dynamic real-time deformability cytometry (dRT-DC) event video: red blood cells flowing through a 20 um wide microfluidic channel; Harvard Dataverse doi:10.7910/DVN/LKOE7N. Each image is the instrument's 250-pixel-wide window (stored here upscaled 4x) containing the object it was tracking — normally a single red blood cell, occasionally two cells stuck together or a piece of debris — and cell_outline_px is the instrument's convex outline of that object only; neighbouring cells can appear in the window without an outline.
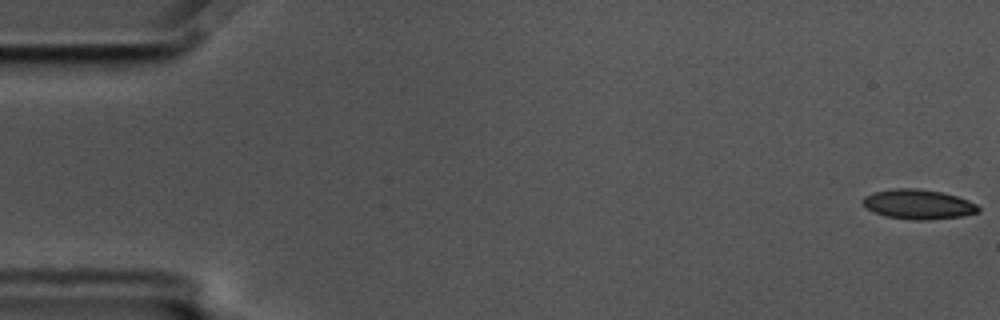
{"species": "common noctule bat (a hibernating species)", "species_latin": "Nyctalus noctula", "temperature_condition": "cold", "stored_images_in_passage": 18, "camera_frame_rate_fps": 3000, "um_per_image_px": 0.085, "animal": {"sex": "male", "body_mass_g": 17.5, "forearm_length_mm": 52.3}, "frame": {"image": 1, "passage_image": 1, "time_ms": 0.0, "image_size_px": [1000, 320], "cell_outline_px": [[980, 212], [964, 216], [924, 220], [912, 220], [884, 216], [868, 208], [860, 200], [864, 196], [872, 192], [892, 188], [916, 188], [940, 192], [956, 196], [968, 200], [976, 204], [980, 208]], "centroid_in_image_um": [78.05, 17.36], "position_along_channel_um": 7.0, "area_um2": 20.06}}
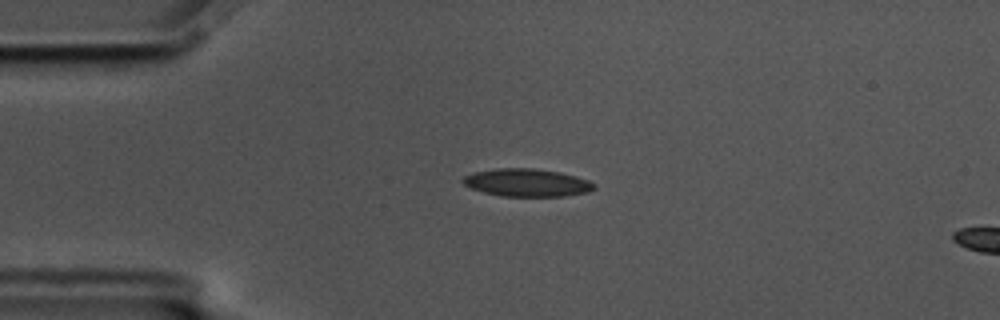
{"frame": {"image": 2, "passage_image": 14, "time_ms": 4.333, "image_size_px": [1000, 320], "cell_outline_px": [[596, 188], [588, 192], [564, 196], [500, 196], [484, 192], [472, 188], [464, 184], [460, 180], [464, 176], [476, 172], [496, 168], [532, 168], [560, 172], [576, 176], [588, 180], [596, 184]], "centroid_in_image_um": [44.81, 15.52], "position_along_channel_um": 40.2, "area_um2": 21.21}}